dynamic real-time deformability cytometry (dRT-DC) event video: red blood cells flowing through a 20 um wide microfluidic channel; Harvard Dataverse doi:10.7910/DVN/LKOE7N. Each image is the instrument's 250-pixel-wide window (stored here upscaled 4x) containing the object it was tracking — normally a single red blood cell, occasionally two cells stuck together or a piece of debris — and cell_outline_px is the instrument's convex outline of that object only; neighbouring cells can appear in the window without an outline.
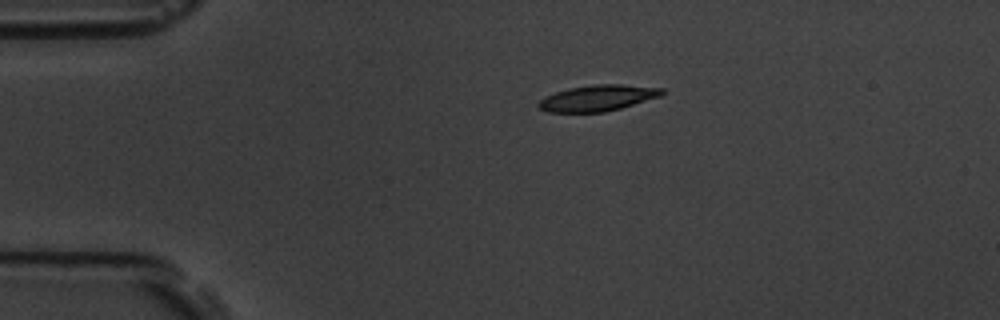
{"species": "common noctule bat (a hibernating species)", "species_latin": "Nyctalus noctula", "temperature_condition": "room temperature", "stored_images_in_passage": 3, "camera_frame_rate_fps": 3000, "um_per_image_px": 0.085, "animal": {"sex": "male", "body_mass_g": 19.5, "forearm_length_mm": 54.6}, "frame": {"image": 1, "passage_image": 1, "time_ms": 0.0, "image_size_px": [1000, 320], "cell_outline_px": [[664, 92], [660, 96], [620, 108], [604, 112], [548, 112], [540, 108], [536, 104], [544, 96], [568, 88], [596, 84], [624, 84], [664, 88]], "centroid_in_image_um": [50.79, 8.32], "position_along_channel_um": 34.2, "area_um2": 18.67}}
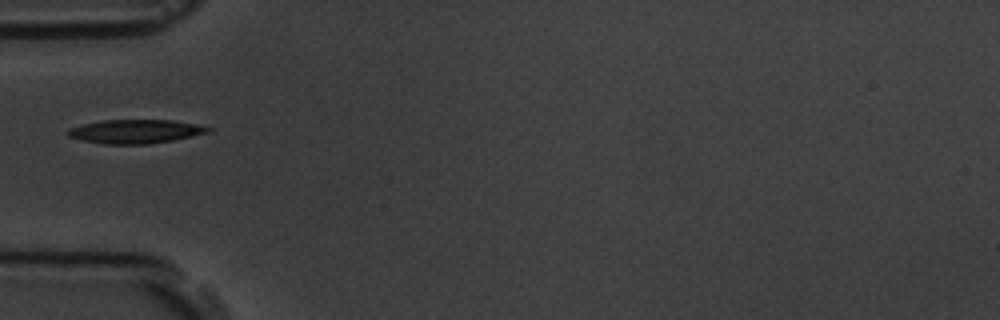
{"frame": {"image": 2, "passage_image": 3, "time_ms": 2.333, "image_size_px": [1000, 320], "cell_outline_px": [[212, 128], [208, 132], [192, 136], [172, 140], [148, 144], [104, 144], [84, 140], [68, 136], [64, 132], [68, 128], [84, 124], [104, 120], [172, 120], [196, 124]], "centroid_in_image_um": [11.48, 11.17], "position_along_channel_um": 73.5, "area_um2": 19.31}}